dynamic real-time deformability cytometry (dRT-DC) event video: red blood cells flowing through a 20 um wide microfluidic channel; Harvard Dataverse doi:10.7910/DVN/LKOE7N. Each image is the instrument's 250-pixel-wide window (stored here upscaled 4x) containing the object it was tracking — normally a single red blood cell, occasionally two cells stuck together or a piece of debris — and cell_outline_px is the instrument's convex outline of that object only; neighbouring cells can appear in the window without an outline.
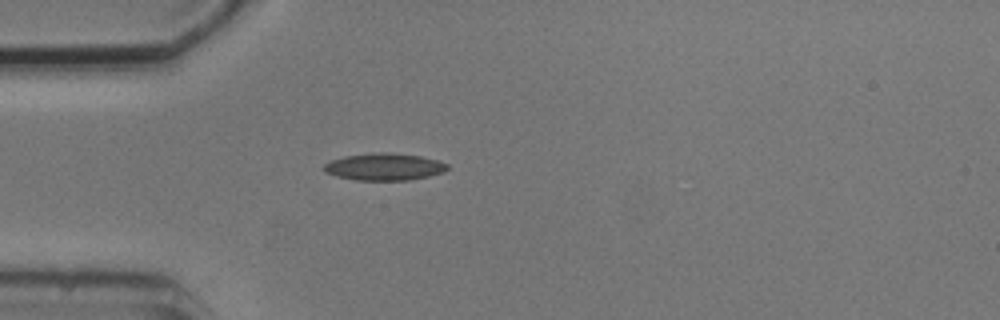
{"species": "common noctule bat (a hibernating species)", "species_latin": "Nyctalus noctula", "temperature_condition": "cold", "stored_images_in_passage": 4, "camera_frame_rate_fps": 3000, "um_per_image_px": 0.085, "animal": {"sex": "male", "body_mass_g": 20.5, "forearm_length_mm": 52.5}, "frame": {"image": 1, "passage_image": 4, "time_ms": 3.333, "image_size_px": [1000, 320], "cell_outline_px": [[448, 168], [444, 172], [428, 176], [408, 180], [356, 180], [336, 176], [324, 172], [324, 164], [332, 160], [344, 156], [372, 152], [384, 152], [420, 156], [436, 160], [448, 164]], "centroid_in_image_um": [32.64, 14.17], "position_along_channel_um": 52.4, "area_um2": 19.42}}